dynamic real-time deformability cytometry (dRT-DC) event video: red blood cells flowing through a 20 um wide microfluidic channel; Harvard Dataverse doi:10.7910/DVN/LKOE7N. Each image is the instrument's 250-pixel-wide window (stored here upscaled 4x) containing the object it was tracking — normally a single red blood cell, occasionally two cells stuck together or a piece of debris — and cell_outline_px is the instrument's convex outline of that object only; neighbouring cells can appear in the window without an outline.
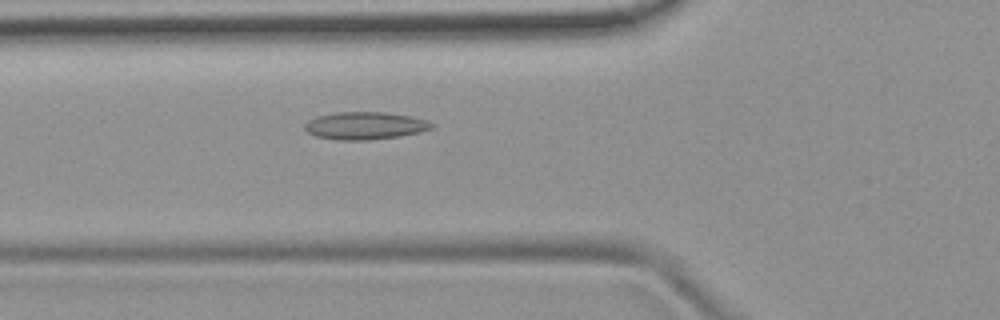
{"species": "common noctule bat (a hibernating species)", "species_latin": "Nyctalus noctula", "temperature_condition": "room temperature", "stored_images_in_passage": 3, "camera_frame_rate_fps": 3000, "um_per_image_px": 0.085, "animal": {"sex": "female", "body_mass_g": 19.9}, "frame": {"image": 1, "passage_image": 3, "time_ms": 2.333, "image_size_px": [1000, 320], "cell_outline_px": [[436, 124], [432, 128], [420, 132], [400, 136], [368, 140], [336, 140], [316, 136], [308, 132], [304, 128], [304, 124], [308, 120], [316, 116], [336, 112], [384, 112], [412, 116], [428, 120]], "centroid_in_image_um": [31.04, 10.68], "position_along_channel_um": 94.8, "area_um2": 20.58}}